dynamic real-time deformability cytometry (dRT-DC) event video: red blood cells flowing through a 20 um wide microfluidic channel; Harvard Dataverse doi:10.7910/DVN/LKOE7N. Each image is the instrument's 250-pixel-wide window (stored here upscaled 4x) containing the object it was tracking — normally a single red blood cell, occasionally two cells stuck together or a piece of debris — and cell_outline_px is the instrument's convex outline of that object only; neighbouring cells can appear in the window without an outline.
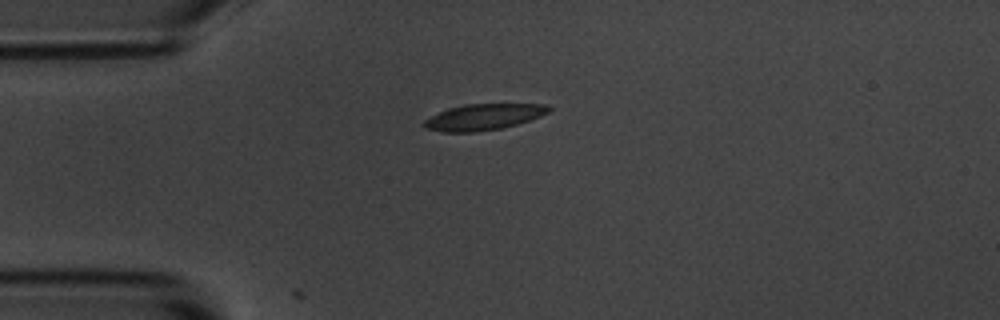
{"species": "common noctule bat (a hibernating species)", "species_latin": "Nyctalus noctula", "temperature_condition": "room temperature", "stored_images_in_passage": 5, "camera_frame_rate_fps": 3000, "um_per_image_px": 0.085, "animal": {"sex": "male", "body_mass_g": 20.1, "forearm_length_mm": 53.5}, "frame": {"image": 1, "passage_image": 5, "time_ms": 4.667, "image_size_px": [1000, 320], "cell_outline_px": [[552, 108], [548, 112], [540, 116], [516, 124], [500, 128], [476, 132], [440, 132], [424, 128], [420, 124], [424, 120], [448, 108], [464, 104], [548, 104]], "centroid_in_image_um": [41.05, 9.94], "position_along_channel_um": 43.9, "area_um2": 18.96}}